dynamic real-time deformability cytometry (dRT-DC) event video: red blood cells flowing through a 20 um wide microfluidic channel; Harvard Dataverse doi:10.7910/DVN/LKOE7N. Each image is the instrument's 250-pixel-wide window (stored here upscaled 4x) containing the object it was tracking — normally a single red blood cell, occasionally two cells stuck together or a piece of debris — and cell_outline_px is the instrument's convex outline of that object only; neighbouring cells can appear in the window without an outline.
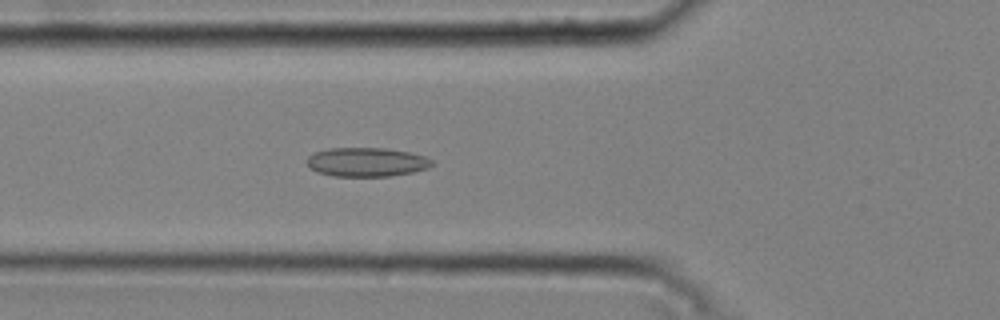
{"species": "common noctule bat (a hibernating species)", "species_latin": "Nyctalus noctula", "temperature_condition": "cold", "stored_images_in_passage": 51, "camera_frame_rate_fps": 3000, "um_per_image_px": 0.085, "animal": {"sex": "male", "body_mass_g": 20.4}, "frame": {"image": 1, "passage_image": 19, "time_ms": 6.0, "image_size_px": [1000, 320], "cell_outline_px": [[436, 164], [428, 168], [412, 172], [388, 176], [332, 176], [320, 172], [312, 168], [308, 164], [308, 156], [316, 152], [328, 148], [384, 148], [408, 152], [424, 156], [432, 160]], "centroid_in_image_um": [31.2, 13.77], "position_along_channel_um": 94.6, "area_um2": 20.92}}
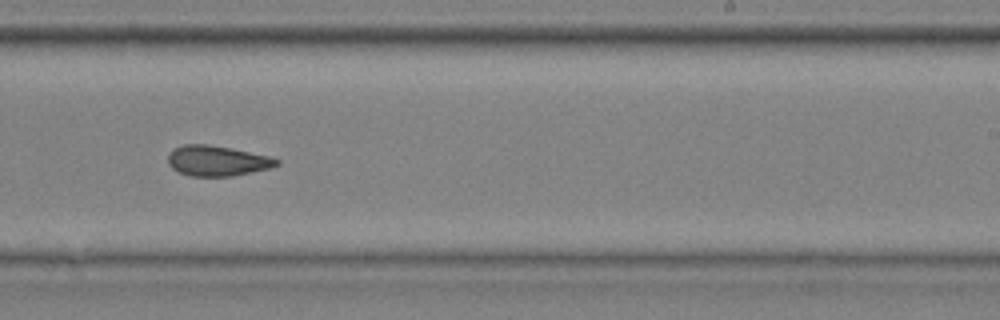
{"frame": {"image": 2, "passage_image": 33, "time_ms": 10.667, "image_size_px": [1000, 320], "cell_outline_px": [[280, 164], [268, 168], [232, 176], [192, 176], [180, 172], [172, 168], [168, 164], [168, 152], [172, 148], [184, 144], [208, 144], [232, 148], [268, 156], [280, 160]], "centroid_in_image_um": [18.41, 13.65], "position_along_channel_um": 270.6, "area_um2": 19.19}}
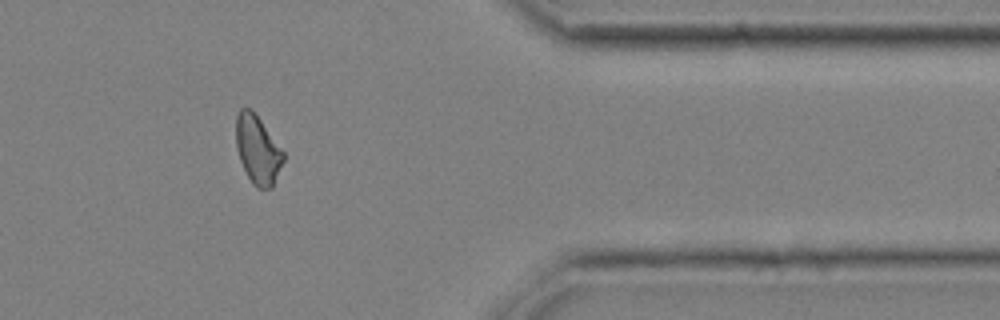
{"frame": {"image": 3, "passage_image": 44, "time_ms": 14.333, "image_size_px": [1000, 320], "cell_outline_px": [[284, 160], [272, 188], [256, 188], [252, 184], [240, 160], [236, 148], [236, 116], [240, 108], [252, 108], [284, 152]], "centroid_in_image_um": [21.89, 12.71], "position_along_channel_um": 389.5, "area_um2": 18.9}, "authors_computed_cell_mechanics": {"area_um2": 19.5942, "velocity_mm_per_s": 3.7696, "shape_relaxation_time_tau1_ms": null, "shape_relaxation_time_tau2_ms": 5.615, "deformation_change_tau1": null, "deformation_change_tau2": 0.125}}